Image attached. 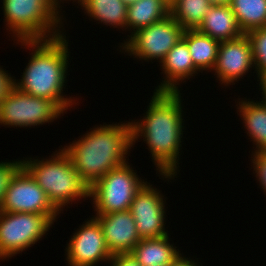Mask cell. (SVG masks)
<instances>
[{"label":"cell","mask_w":266,"mask_h":266,"mask_svg":"<svg viewBox=\"0 0 266 266\" xmlns=\"http://www.w3.org/2000/svg\"><path fill=\"white\" fill-rule=\"evenodd\" d=\"M182 101L180 91H154L143 118L130 121L132 146L143 137L156 166V174L159 172L168 182L178 174L184 130Z\"/></svg>","instance_id":"6da1fadb"},{"label":"cell","mask_w":266,"mask_h":266,"mask_svg":"<svg viewBox=\"0 0 266 266\" xmlns=\"http://www.w3.org/2000/svg\"><path fill=\"white\" fill-rule=\"evenodd\" d=\"M18 43L26 49H32V52L21 79L15 81V87L29 95L53 101L66 113L78 103H75L77 98L74 100V97L72 99L71 96L62 94L67 80L70 53L66 35L63 33L51 39L21 40Z\"/></svg>","instance_id":"7a4b0ae2"},{"label":"cell","mask_w":266,"mask_h":266,"mask_svg":"<svg viewBox=\"0 0 266 266\" xmlns=\"http://www.w3.org/2000/svg\"><path fill=\"white\" fill-rule=\"evenodd\" d=\"M104 124L91 128L79 140L62 147L89 187L110 170L127 162L126 155L132 149L131 122Z\"/></svg>","instance_id":"3957f363"},{"label":"cell","mask_w":266,"mask_h":266,"mask_svg":"<svg viewBox=\"0 0 266 266\" xmlns=\"http://www.w3.org/2000/svg\"><path fill=\"white\" fill-rule=\"evenodd\" d=\"M51 158H25L22 166L44 190L49 201L60 212L70 202L89 197L90 187L74 169L69 156L63 149L55 151ZM62 211V212H61Z\"/></svg>","instance_id":"277c9868"},{"label":"cell","mask_w":266,"mask_h":266,"mask_svg":"<svg viewBox=\"0 0 266 266\" xmlns=\"http://www.w3.org/2000/svg\"><path fill=\"white\" fill-rule=\"evenodd\" d=\"M2 3L6 30L13 34L14 40L51 39L65 33L60 30L63 16L52 0H3Z\"/></svg>","instance_id":"5b68a950"},{"label":"cell","mask_w":266,"mask_h":266,"mask_svg":"<svg viewBox=\"0 0 266 266\" xmlns=\"http://www.w3.org/2000/svg\"><path fill=\"white\" fill-rule=\"evenodd\" d=\"M134 171L127 161L110 170L90 187L89 198L92 197L95 215L130 209L137 191L146 182L139 179Z\"/></svg>","instance_id":"8992f818"},{"label":"cell","mask_w":266,"mask_h":266,"mask_svg":"<svg viewBox=\"0 0 266 266\" xmlns=\"http://www.w3.org/2000/svg\"><path fill=\"white\" fill-rule=\"evenodd\" d=\"M53 224L45 214L0 211L1 261L32 247Z\"/></svg>","instance_id":"52a82bcc"},{"label":"cell","mask_w":266,"mask_h":266,"mask_svg":"<svg viewBox=\"0 0 266 266\" xmlns=\"http://www.w3.org/2000/svg\"><path fill=\"white\" fill-rule=\"evenodd\" d=\"M184 28L169 14L164 19L137 30L120 47L125 53L139 60L156 59L159 63L182 38ZM123 47V48H122Z\"/></svg>","instance_id":"ba28073f"},{"label":"cell","mask_w":266,"mask_h":266,"mask_svg":"<svg viewBox=\"0 0 266 266\" xmlns=\"http://www.w3.org/2000/svg\"><path fill=\"white\" fill-rule=\"evenodd\" d=\"M63 113L53 101L29 95L14 87L0 102V125L31 128L49 124Z\"/></svg>","instance_id":"9c48e42d"},{"label":"cell","mask_w":266,"mask_h":266,"mask_svg":"<svg viewBox=\"0 0 266 266\" xmlns=\"http://www.w3.org/2000/svg\"><path fill=\"white\" fill-rule=\"evenodd\" d=\"M0 211L45 214L53 222L60 214L44 190L23 166L10 180Z\"/></svg>","instance_id":"30bf717a"},{"label":"cell","mask_w":266,"mask_h":266,"mask_svg":"<svg viewBox=\"0 0 266 266\" xmlns=\"http://www.w3.org/2000/svg\"><path fill=\"white\" fill-rule=\"evenodd\" d=\"M147 181L137 191L129 211L132 213L140 239L169 235L165 230L166 209L163 194ZM165 200V201H164Z\"/></svg>","instance_id":"8fae6325"},{"label":"cell","mask_w":266,"mask_h":266,"mask_svg":"<svg viewBox=\"0 0 266 266\" xmlns=\"http://www.w3.org/2000/svg\"><path fill=\"white\" fill-rule=\"evenodd\" d=\"M66 261L68 266H96L99 262H108L113 256L105 242L103 230L94 218L85 221L67 244Z\"/></svg>","instance_id":"7c38bea8"},{"label":"cell","mask_w":266,"mask_h":266,"mask_svg":"<svg viewBox=\"0 0 266 266\" xmlns=\"http://www.w3.org/2000/svg\"><path fill=\"white\" fill-rule=\"evenodd\" d=\"M252 67L255 68L252 45L246 34L234 40L220 42L213 69L219 83L225 86H230L231 83L235 85L234 82L248 74Z\"/></svg>","instance_id":"4fadbf2b"},{"label":"cell","mask_w":266,"mask_h":266,"mask_svg":"<svg viewBox=\"0 0 266 266\" xmlns=\"http://www.w3.org/2000/svg\"><path fill=\"white\" fill-rule=\"evenodd\" d=\"M103 230L106 245L112 255L130 253L141 240L129 210L95 215Z\"/></svg>","instance_id":"5bb4252c"},{"label":"cell","mask_w":266,"mask_h":266,"mask_svg":"<svg viewBox=\"0 0 266 266\" xmlns=\"http://www.w3.org/2000/svg\"><path fill=\"white\" fill-rule=\"evenodd\" d=\"M160 67L165 77H163L164 81L162 80L161 84L155 87V91H180L178 88L180 82L189 80L199 72L194 66L187 42L183 38L167 53Z\"/></svg>","instance_id":"9a60e30c"},{"label":"cell","mask_w":266,"mask_h":266,"mask_svg":"<svg viewBox=\"0 0 266 266\" xmlns=\"http://www.w3.org/2000/svg\"><path fill=\"white\" fill-rule=\"evenodd\" d=\"M197 30L220 42L234 40L244 34L230 5H212Z\"/></svg>","instance_id":"2e32d148"},{"label":"cell","mask_w":266,"mask_h":266,"mask_svg":"<svg viewBox=\"0 0 266 266\" xmlns=\"http://www.w3.org/2000/svg\"><path fill=\"white\" fill-rule=\"evenodd\" d=\"M169 240L168 235L141 239L130 253L142 266H169L181 254L174 243L170 244Z\"/></svg>","instance_id":"e0dca14e"},{"label":"cell","mask_w":266,"mask_h":266,"mask_svg":"<svg viewBox=\"0 0 266 266\" xmlns=\"http://www.w3.org/2000/svg\"><path fill=\"white\" fill-rule=\"evenodd\" d=\"M237 103L238 115L242 117L247 135L256 146L253 152L266 151V104L248 99H239Z\"/></svg>","instance_id":"ac0fdd59"},{"label":"cell","mask_w":266,"mask_h":266,"mask_svg":"<svg viewBox=\"0 0 266 266\" xmlns=\"http://www.w3.org/2000/svg\"><path fill=\"white\" fill-rule=\"evenodd\" d=\"M182 38L187 42L194 66L201 71H212L216 65L220 41L199 32L184 30Z\"/></svg>","instance_id":"d6986e66"},{"label":"cell","mask_w":266,"mask_h":266,"mask_svg":"<svg viewBox=\"0 0 266 266\" xmlns=\"http://www.w3.org/2000/svg\"><path fill=\"white\" fill-rule=\"evenodd\" d=\"M169 8L170 6L163 0H137L129 5L126 29L133 30L130 36L137 30L164 19L170 14Z\"/></svg>","instance_id":"ffe728a7"},{"label":"cell","mask_w":266,"mask_h":266,"mask_svg":"<svg viewBox=\"0 0 266 266\" xmlns=\"http://www.w3.org/2000/svg\"><path fill=\"white\" fill-rule=\"evenodd\" d=\"M80 7L98 23L126 30L128 6L122 0H86Z\"/></svg>","instance_id":"44dd1931"},{"label":"cell","mask_w":266,"mask_h":266,"mask_svg":"<svg viewBox=\"0 0 266 266\" xmlns=\"http://www.w3.org/2000/svg\"><path fill=\"white\" fill-rule=\"evenodd\" d=\"M230 7L244 34L266 27V0H231Z\"/></svg>","instance_id":"7402d4cb"},{"label":"cell","mask_w":266,"mask_h":266,"mask_svg":"<svg viewBox=\"0 0 266 266\" xmlns=\"http://www.w3.org/2000/svg\"><path fill=\"white\" fill-rule=\"evenodd\" d=\"M210 0H174L170 15L185 30L197 29L211 7Z\"/></svg>","instance_id":"603a6c76"},{"label":"cell","mask_w":266,"mask_h":266,"mask_svg":"<svg viewBox=\"0 0 266 266\" xmlns=\"http://www.w3.org/2000/svg\"><path fill=\"white\" fill-rule=\"evenodd\" d=\"M252 45L257 78L266 76V27L251 30L246 34Z\"/></svg>","instance_id":"cb8c5ba5"},{"label":"cell","mask_w":266,"mask_h":266,"mask_svg":"<svg viewBox=\"0 0 266 266\" xmlns=\"http://www.w3.org/2000/svg\"><path fill=\"white\" fill-rule=\"evenodd\" d=\"M22 167V160L0 162V206L14 174Z\"/></svg>","instance_id":"d4e9b609"},{"label":"cell","mask_w":266,"mask_h":266,"mask_svg":"<svg viewBox=\"0 0 266 266\" xmlns=\"http://www.w3.org/2000/svg\"><path fill=\"white\" fill-rule=\"evenodd\" d=\"M251 156L253 171H255L253 173H256L257 181H259V184L266 193V151L252 152Z\"/></svg>","instance_id":"484cf974"},{"label":"cell","mask_w":266,"mask_h":266,"mask_svg":"<svg viewBox=\"0 0 266 266\" xmlns=\"http://www.w3.org/2000/svg\"><path fill=\"white\" fill-rule=\"evenodd\" d=\"M15 81L11 74L6 72L0 66V102L11 92L15 87Z\"/></svg>","instance_id":"4316f807"},{"label":"cell","mask_w":266,"mask_h":266,"mask_svg":"<svg viewBox=\"0 0 266 266\" xmlns=\"http://www.w3.org/2000/svg\"><path fill=\"white\" fill-rule=\"evenodd\" d=\"M109 262L110 266H142L131 253L114 254Z\"/></svg>","instance_id":"83f0119b"},{"label":"cell","mask_w":266,"mask_h":266,"mask_svg":"<svg viewBox=\"0 0 266 266\" xmlns=\"http://www.w3.org/2000/svg\"><path fill=\"white\" fill-rule=\"evenodd\" d=\"M169 266H200L194 260H189V258L182 256L180 254Z\"/></svg>","instance_id":"f1b7e54d"},{"label":"cell","mask_w":266,"mask_h":266,"mask_svg":"<svg viewBox=\"0 0 266 266\" xmlns=\"http://www.w3.org/2000/svg\"><path fill=\"white\" fill-rule=\"evenodd\" d=\"M259 80H257V81H260L259 82V86L261 87V88H259V89H261L260 91H262L261 93H262V99H260V100H262V102L264 103V104H266V76L265 77H260V78H258Z\"/></svg>","instance_id":"f546056e"},{"label":"cell","mask_w":266,"mask_h":266,"mask_svg":"<svg viewBox=\"0 0 266 266\" xmlns=\"http://www.w3.org/2000/svg\"><path fill=\"white\" fill-rule=\"evenodd\" d=\"M61 2H63V1H67V0H60ZM59 0H52V2H53V4H54V6L56 7V9L58 10V12L60 13L61 11L59 10V8H61V2H60ZM68 1H71V0H68ZM78 2L80 5H82L86 0H73V2Z\"/></svg>","instance_id":"4dcf8cb0"},{"label":"cell","mask_w":266,"mask_h":266,"mask_svg":"<svg viewBox=\"0 0 266 266\" xmlns=\"http://www.w3.org/2000/svg\"><path fill=\"white\" fill-rule=\"evenodd\" d=\"M211 5H230L231 0H210Z\"/></svg>","instance_id":"1f68e13d"},{"label":"cell","mask_w":266,"mask_h":266,"mask_svg":"<svg viewBox=\"0 0 266 266\" xmlns=\"http://www.w3.org/2000/svg\"><path fill=\"white\" fill-rule=\"evenodd\" d=\"M124 2L125 5L129 6L133 3H135L137 0H122Z\"/></svg>","instance_id":"d6a6232c"},{"label":"cell","mask_w":266,"mask_h":266,"mask_svg":"<svg viewBox=\"0 0 266 266\" xmlns=\"http://www.w3.org/2000/svg\"><path fill=\"white\" fill-rule=\"evenodd\" d=\"M164 2H166L169 6L174 2V0H163Z\"/></svg>","instance_id":"836d02e7"}]
</instances>
